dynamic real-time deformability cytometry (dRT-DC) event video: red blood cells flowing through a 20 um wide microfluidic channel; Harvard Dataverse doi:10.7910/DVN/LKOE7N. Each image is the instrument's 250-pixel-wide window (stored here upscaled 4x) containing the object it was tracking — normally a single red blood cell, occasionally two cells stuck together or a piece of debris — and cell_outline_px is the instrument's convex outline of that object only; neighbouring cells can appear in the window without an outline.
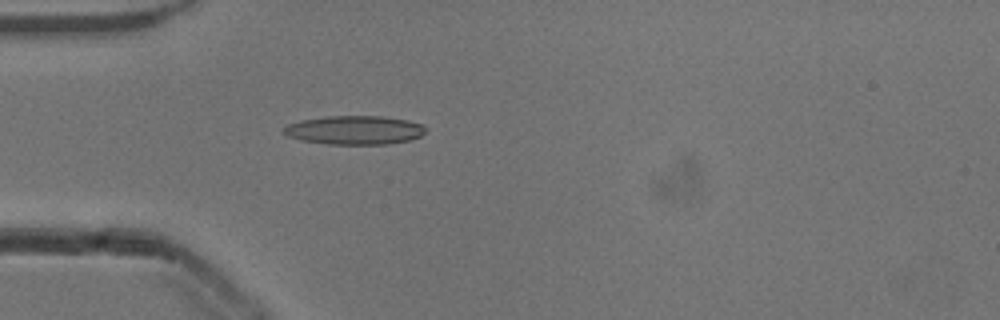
{"species": "common noctule bat (a hibernating species)", "species_latin": "Nyctalus noctula", "temperature_condition": "cold", "stored_images_in_passage": 52, "camera_frame_rate_fps": 3000, "um_per_image_px": 0.085, "animal": {"sex": "male", "body_mass_g": 13.3}, "frame": {"image": 1, "passage_image": 15, "time_ms": 4.667, "image_size_px": [1000, 320], "cell_outline_px": [[424, 132], [420, 136], [412, 140], [388, 144], [328, 144], [300, 140], [288, 136], [280, 132], [280, 128], [288, 124], [300, 120], [328, 116], [380, 116], [408, 120], [420, 124], [424, 128]], "centroid_in_image_um": [30.07, 11.06], "position_along_channel_um": 54.9, "area_um2": 23.93}}
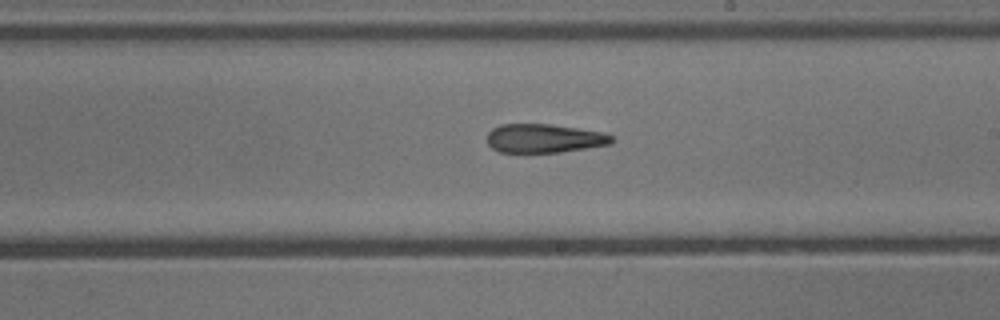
{"frame": {"image": 2, "passage_image": 30, "time_ms": 9.667, "image_size_px": [1000, 320], "cell_outline_px": [[612, 144], [560, 152], [500, 152], [492, 148], [488, 144], [488, 132], [492, 128], [500, 124], [552, 124], [604, 132], [612, 136]], "centroid_in_image_um": [46.25, 11.75], "position_along_channel_um": 242.7, "area_um2": 20.92}}
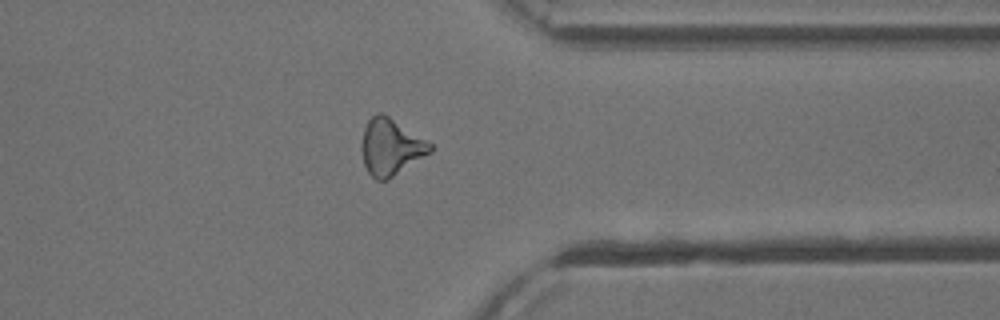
{"frame": {"image": 3, "passage_image": 41, "time_ms": 13.333, "image_size_px": [1000, 320], "cell_outline_px": [[432, 152], [388, 180], [376, 180], [368, 172], [364, 164], [360, 148], [360, 144], [364, 128], [368, 120], [376, 112], [380, 112], [388, 116], [432, 144]], "centroid_in_image_um": [33.18, 12.51], "position_along_channel_um": 378.2, "area_um2": 22.54}, "authors_computed_cell_mechanics": {"area_um2": 22.3397, "velocity_mm_per_s": 3.8761, "shape_relaxation_time_tau1_ms": null, "shape_relaxation_time_tau2_ms": 5.9969, "deformation_change_tau1": null, "deformation_change_tau2": 0.1949}}